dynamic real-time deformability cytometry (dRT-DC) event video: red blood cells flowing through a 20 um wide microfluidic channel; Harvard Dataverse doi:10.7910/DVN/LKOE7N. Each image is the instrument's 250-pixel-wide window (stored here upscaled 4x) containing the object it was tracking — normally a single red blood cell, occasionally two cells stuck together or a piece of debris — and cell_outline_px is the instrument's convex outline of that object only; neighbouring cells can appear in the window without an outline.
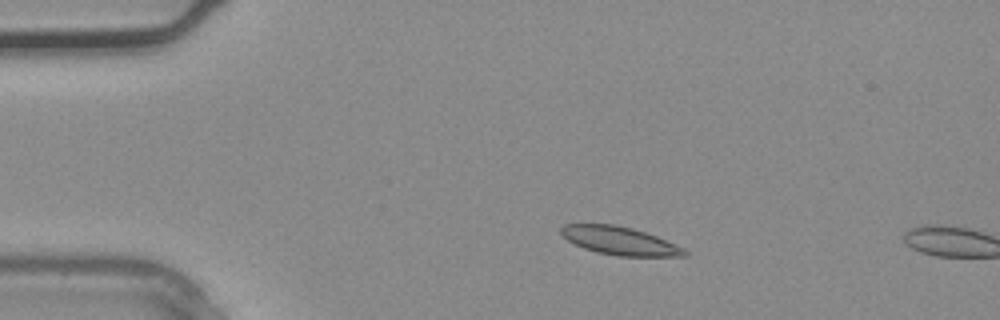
{"species": "common noctule bat (a hibernating species)", "species_latin": "Nyctalus noctula", "temperature_condition": "warm", "stored_images_in_passage": 3, "camera_frame_rate_fps": 3000, "um_per_image_px": 0.085, "animal": {"sex": "male", "body_mass_g": 20.4}, "frame": {"image": 1, "passage_image": 2, "time_ms": 0.333, "image_size_px": [1000, 320], "cell_outline_px": [[688, 256], [620, 256], [596, 252], [584, 248], [568, 240], [560, 232], [560, 228], [564, 224], [612, 224], [632, 228], [656, 236], [684, 248], [688, 252]], "centroid_in_image_um": [52.68, 20.47], "position_along_channel_um": 32.3, "area_um2": 20.06}}